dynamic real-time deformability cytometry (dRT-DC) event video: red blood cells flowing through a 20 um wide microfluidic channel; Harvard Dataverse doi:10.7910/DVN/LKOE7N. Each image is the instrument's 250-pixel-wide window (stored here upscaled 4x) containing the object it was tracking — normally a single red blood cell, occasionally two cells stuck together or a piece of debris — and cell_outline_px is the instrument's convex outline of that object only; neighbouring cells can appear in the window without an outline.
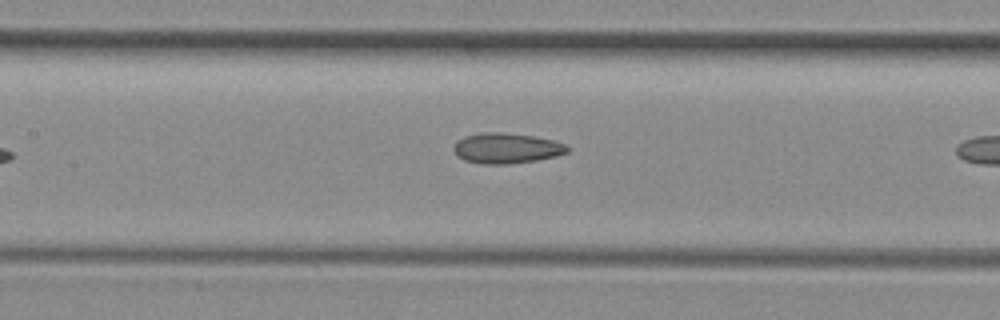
{"species": "common noctule bat (a hibernating species)", "species_latin": "Nyctalus noctula", "temperature_condition": "room temperature", "stored_images_in_passage": 8, "camera_frame_rate_fps": 3000, "um_per_image_px": 0.085, "animal": {"sex": "female", "body_mass_g": 29.2, "forearm_length_mm": 56.3}, "frame": {"image": 1, "passage_image": 7, "time_ms": 7.0, "image_size_px": [1000, 320], "cell_outline_px": [[568, 152], [556, 156], [536, 160], [508, 164], [484, 164], [464, 160], [456, 156], [452, 148], [456, 140], [464, 136], [480, 132], [500, 132], [532, 136], [552, 140], [564, 144], [568, 148]], "centroid_in_image_um": [42.98, 12.6], "position_along_channel_um": 164.4, "area_um2": 20.17}}